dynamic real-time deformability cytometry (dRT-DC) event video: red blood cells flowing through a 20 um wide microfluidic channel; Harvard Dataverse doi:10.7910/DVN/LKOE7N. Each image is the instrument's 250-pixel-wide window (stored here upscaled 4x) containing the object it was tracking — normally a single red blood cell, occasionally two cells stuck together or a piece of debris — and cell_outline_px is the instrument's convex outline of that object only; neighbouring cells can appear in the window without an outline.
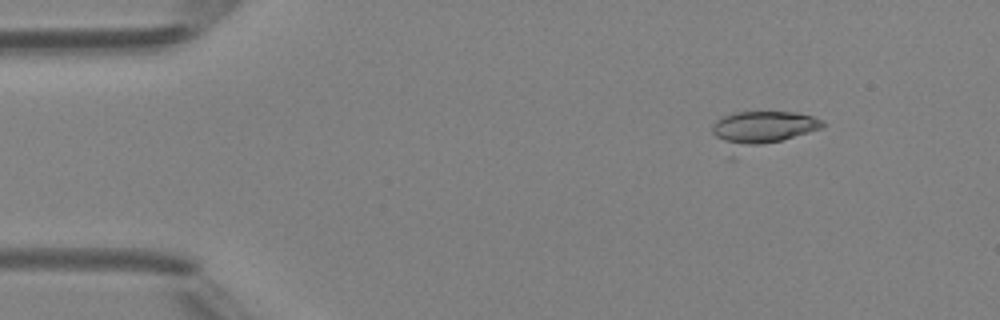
{"species": "Egyptian fruit bat (a non-hibernating species)", "species_latin": "Rousettus aegyptiacus", "temperature_condition": "room temperature", "stored_images_in_passage": 4, "camera_frame_rate_fps": 3000, "um_per_image_px": 0.085, "animal": {"sex": "female"}, "frame": {"image": 1, "passage_image": 4, "time_ms": 4.333, "image_size_px": [1000, 320], "cell_outline_px": [[824, 128], [736, 160], [728, 160], [712, 132], [712, 124], [720, 116], [732, 112], [796, 112], [812, 116], [820, 120], [824, 124]], "centroid_in_image_um": [64.62, 11.13], "position_along_channel_um": 20.4, "area_um2": 25.55}}